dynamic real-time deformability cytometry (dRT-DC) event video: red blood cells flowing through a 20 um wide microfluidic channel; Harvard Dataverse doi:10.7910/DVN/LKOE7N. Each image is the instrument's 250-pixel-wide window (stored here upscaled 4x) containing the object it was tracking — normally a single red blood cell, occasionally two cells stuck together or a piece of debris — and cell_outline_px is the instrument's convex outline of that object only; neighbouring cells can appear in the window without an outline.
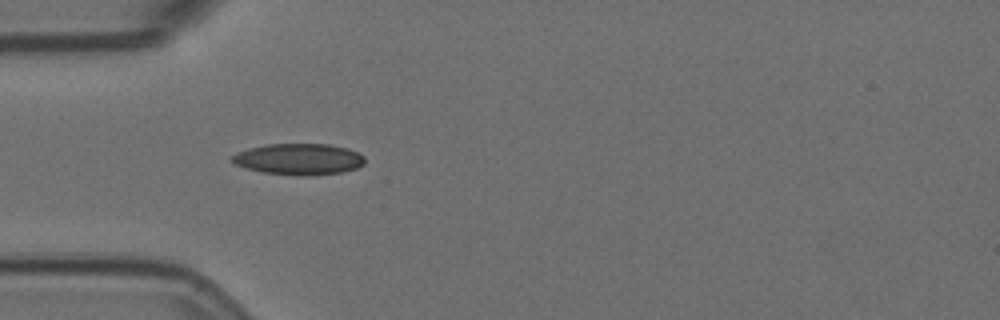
{"species": "Egyptian fruit bat (a non-hibernating species)", "species_latin": "Rousettus aegyptiacus", "temperature_condition": "room temperature", "stored_images_in_passage": 2, "camera_frame_rate_fps": 3000, "um_per_image_px": 0.085, "animal": {"sex": "female"}, "frame": {"image": 1, "passage_image": 1, "time_ms": 0.0, "image_size_px": [1000, 320], "cell_outline_px": [[364, 164], [356, 168], [340, 172], [308, 176], [300, 176], [264, 172], [244, 168], [228, 160], [236, 152], [248, 148], [268, 144], [328, 144], [348, 148], [360, 152], [364, 156]], "centroid_in_image_um": [25.39, 13.52], "position_along_channel_um": 59.6, "area_um2": 24.33}}
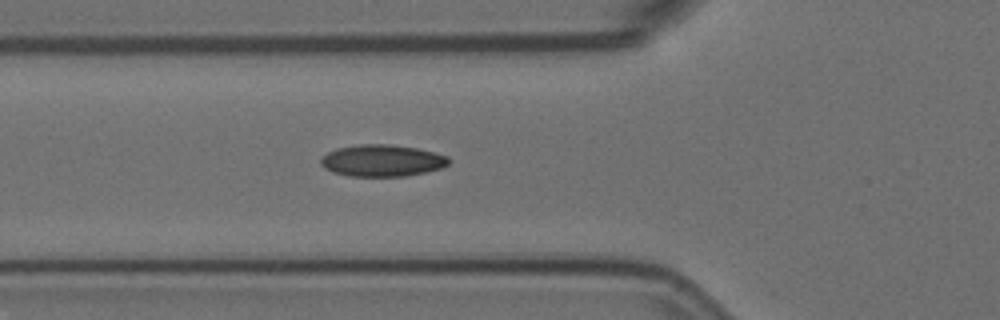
{"frame": {"image": 2, "passage_image": 2, "time_ms": 0.333, "image_size_px": [1000, 320], "cell_outline_px": [[452, 160], [448, 164], [440, 168], [424, 172], [404, 176], [348, 176], [332, 172], [324, 168], [320, 164], [320, 160], [328, 152], [336, 148], [360, 144], [388, 144], [416, 148], [448, 156]], "centroid_in_image_um": [32.46, 13.65], "position_along_channel_um": 93.3, "area_um2": 23.64}}